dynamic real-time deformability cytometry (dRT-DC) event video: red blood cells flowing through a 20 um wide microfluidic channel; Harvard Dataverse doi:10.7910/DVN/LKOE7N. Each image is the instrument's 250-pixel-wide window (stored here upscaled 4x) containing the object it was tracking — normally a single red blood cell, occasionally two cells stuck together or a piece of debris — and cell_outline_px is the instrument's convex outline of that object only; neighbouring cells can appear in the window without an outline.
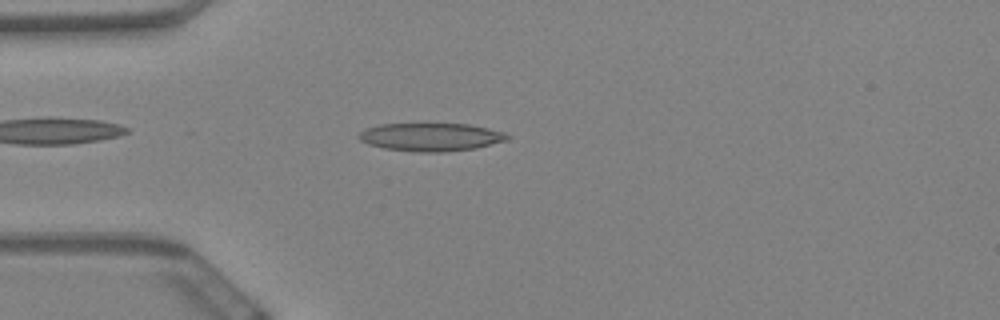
{"species": "Egyptian fruit bat (a non-hibernating species)", "species_latin": "Rousettus aegyptiacus", "temperature_condition": "warm", "stored_images_in_passage": 49, "camera_frame_rate_fps": 3000, "um_per_image_px": 0.085, "animal": {"sex": "female"}, "frame": {"image": 1, "passage_image": 5, "time_ms": 1.333, "image_size_px": [1000, 320], "cell_outline_px": [[512, 136], [508, 140], [476, 148], [444, 152], [420, 152], [384, 148], [368, 144], [360, 140], [356, 136], [364, 128], [380, 124], [468, 124], [488, 128], [504, 132]], "centroid_in_image_um": [36.62, 11.64], "position_along_channel_um": 48.4, "area_um2": 24.39}}
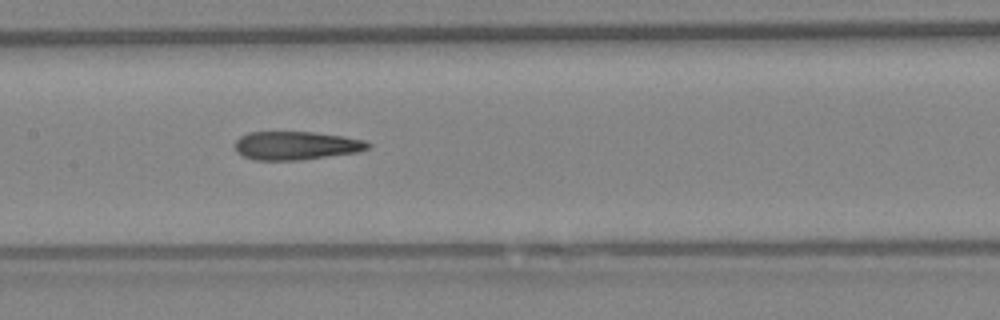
{"frame": {"image": 2, "passage_image": 18, "time_ms": 5.667, "image_size_px": [1000, 320], "cell_outline_px": [[372, 144], [368, 148], [356, 152], [296, 160], [256, 160], [244, 156], [236, 152], [236, 140], [240, 136], [248, 132], [312, 132], [344, 136], [364, 140]], "centroid_in_image_um": [25.15, 12.36], "position_along_channel_um": 182.3, "area_um2": 21.79}}
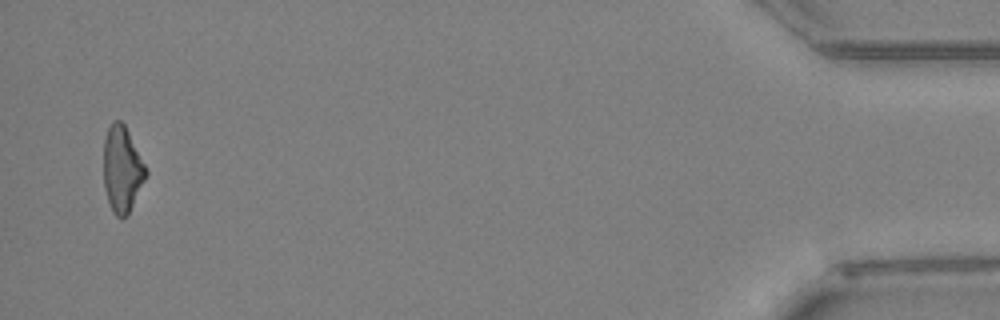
{"frame": {"image": 3, "passage_image": 47, "time_ms": 15.333, "image_size_px": [1000, 320], "cell_outline_px": [[148, 172], [128, 216], [116, 216], [112, 212], [104, 188], [104, 136], [112, 120], [120, 120], [124, 124]], "centroid_in_image_um": [10.36, 14.39], "position_along_channel_um": 424.8, "area_um2": 20.98}, "authors_computed_cell_mechanics": {"area_um2": 22.4842, "velocity_mm_per_s": 3.4041, "shape_relaxation_time_tau1_ms": null, "shape_relaxation_time_tau2_ms": 3.8511, "deformation_change_tau1": null, "deformation_change_tau2": 0.1654}}